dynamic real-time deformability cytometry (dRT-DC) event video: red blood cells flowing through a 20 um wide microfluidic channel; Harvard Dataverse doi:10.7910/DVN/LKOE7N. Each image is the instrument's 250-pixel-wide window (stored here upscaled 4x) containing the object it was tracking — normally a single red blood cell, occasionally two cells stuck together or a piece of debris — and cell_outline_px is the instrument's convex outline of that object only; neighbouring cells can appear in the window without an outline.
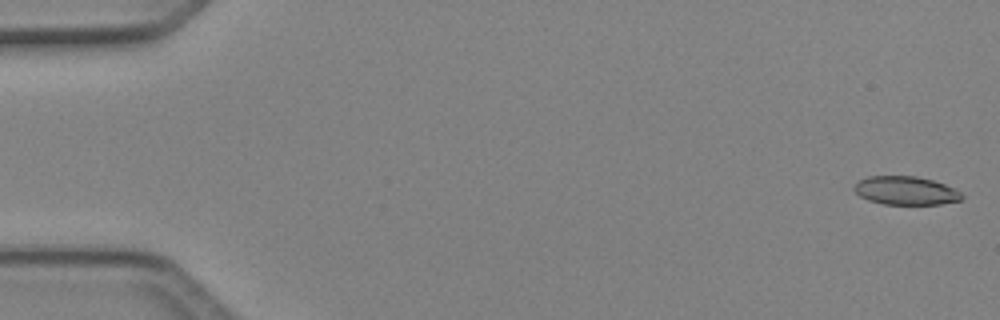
{"species": "Egyptian fruit bat (a non-hibernating species)", "species_latin": "Rousettus aegyptiacus", "temperature_condition": "cold", "stored_images_in_passage": 4, "camera_frame_rate_fps": 3000, "um_per_image_px": 0.085, "animal": {"sex": "female"}, "frame": {"image": 1, "passage_image": 1, "time_ms": 0.0, "image_size_px": [1000, 320], "cell_outline_px": [[964, 200], [940, 204], [884, 204], [868, 200], [860, 196], [852, 188], [860, 180], [868, 176], [916, 176], [932, 180], [944, 184], [960, 192], [964, 196]], "centroid_in_image_um": [77.0, 16.2], "position_along_channel_um": 8.0, "area_um2": 17.8}}